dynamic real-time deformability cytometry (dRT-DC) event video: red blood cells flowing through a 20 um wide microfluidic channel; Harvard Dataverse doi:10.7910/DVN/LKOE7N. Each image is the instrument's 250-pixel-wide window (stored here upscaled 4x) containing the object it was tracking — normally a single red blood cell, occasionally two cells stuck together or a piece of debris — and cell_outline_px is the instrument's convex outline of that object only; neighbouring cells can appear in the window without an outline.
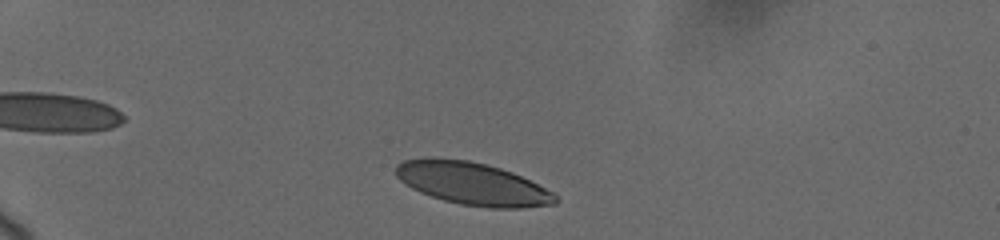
{"species": "human", "species_latin": "Homo sapiens", "temperature_condition": "cold", "stored_images_in_passage": 10, "camera_frame_rate_fps": 3000, "um_per_image_px": 0.085, "donor": {"sex": "female"}, "frame": {"image": 1, "passage_image": 2, "time_ms": 0.667, "image_size_px": [1000, 240], "cell_outline_px": [[560, 200], [556, 204], [520, 208], [492, 208], [460, 204], [444, 200], [420, 192], [404, 184], [396, 176], [396, 164], [404, 160], [424, 156], [428, 156], [468, 160], [488, 164], [512, 172], [552, 192]], "centroid_in_image_um": [40.11, 15.59], "position_along_channel_um": 44.9, "area_um2": 39.77}}
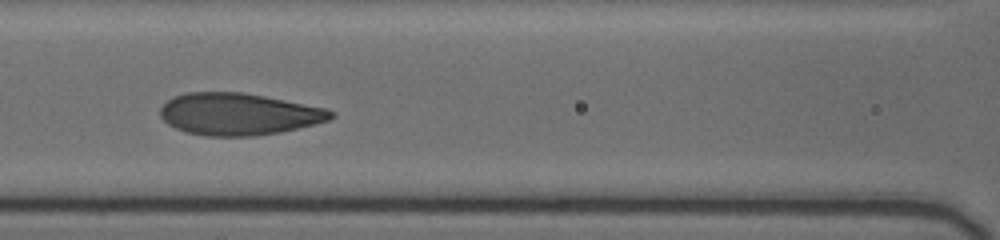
{"frame": {"image": 2, "passage_image": 8, "time_ms": 5.0, "image_size_px": [1000, 240], "cell_outline_px": [[336, 116], [328, 120], [280, 132], [256, 136], [204, 136], [184, 132], [168, 124], [160, 116], [160, 108], [172, 96], [184, 92], [244, 92], [324, 108], [336, 112]], "centroid_in_image_um": [20.23, 9.7], "position_along_channel_um": 146.4, "area_um2": 41.73}}
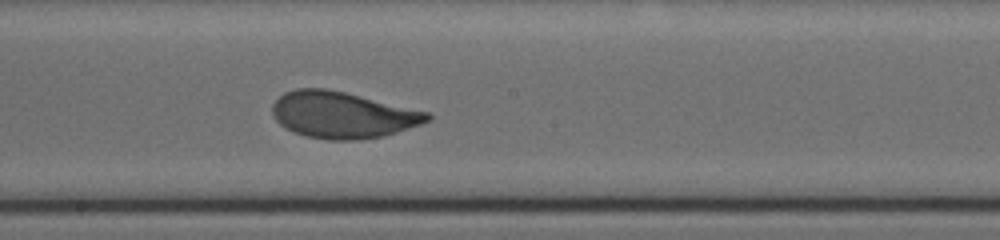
{"frame": {"image": 3, "passage_image": 10, "time_ms": 7.0, "image_size_px": [1000, 240], "cell_outline_px": [[432, 120], [384, 136], [356, 140], [328, 140], [304, 136], [284, 128], [272, 116], [272, 104], [284, 92], [296, 88], [324, 88], [344, 92], [428, 112], [432, 116]], "centroid_in_image_um": [29.07, 9.77], "position_along_channel_um": 219.1, "area_um2": 41.91}}